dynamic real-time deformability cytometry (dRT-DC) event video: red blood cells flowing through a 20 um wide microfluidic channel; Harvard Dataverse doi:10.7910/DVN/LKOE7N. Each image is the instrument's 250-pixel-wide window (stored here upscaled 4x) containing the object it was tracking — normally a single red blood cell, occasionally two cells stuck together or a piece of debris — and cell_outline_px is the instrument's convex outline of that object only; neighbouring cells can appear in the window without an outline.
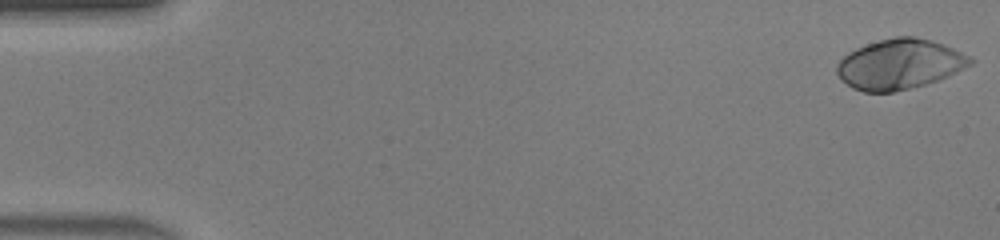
{"species": "human", "species_latin": "Homo sapiens", "temperature_condition": "warm", "stored_images_in_passage": 49, "camera_frame_rate_fps": 3000, "um_per_image_px": 0.085, "donor": {"sex": "male"}, "frame": {"image": 1, "passage_image": 1, "time_ms": 0.0, "image_size_px": [1000, 240], "cell_outline_px": [[976, 60], [972, 64], [948, 76], [924, 84], [892, 92], [864, 92], [852, 88], [840, 80], [836, 72], [836, 64], [848, 52], [856, 48], [880, 40], [896, 36], [916, 36], [932, 40], [944, 44]], "centroid_in_image_um": [76.43, 5.45], "position_along_channel_um": 8.6, "area_um2": 38.84}}
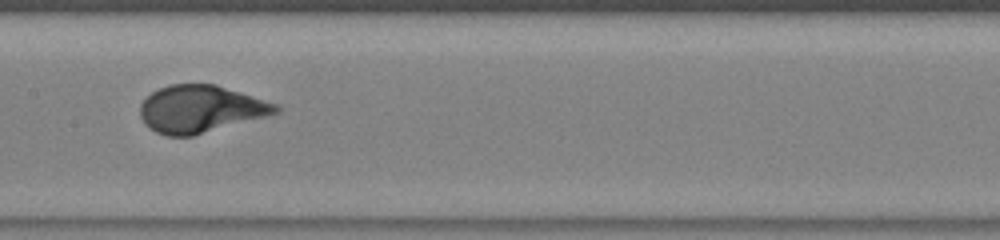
{"frame": {"image": 2, "passage_image": 25, "time_ms": 8.0, "image_size_px": [1000, 240], "cell_outline_px": [[280, 112], [268, 116], [192, 136], [168, 136], [156, 132], [148, 128], [140, 116], [140, 104], [152, 92], [168, 84], [216, 84], [280, 104]], "centroid_in_image_um": [17.08, 9.26], "position_along_channel_um": 190.3, "area_um2": 37.57}}
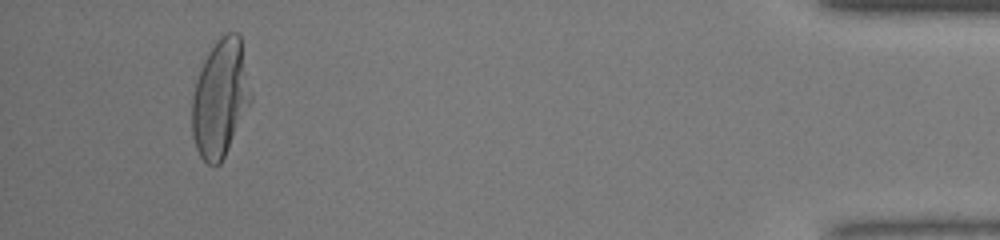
{"frame": {"image": 3, "passage_image": 46, "time_ms": 15.0, "image_size_px": [1000, 240], "cell_outline_px": [[252, 100], [220, 164], [208, 164], [200, 156], [196, 148], [192, 136], [192, 96], [196, 80], [200, 68], [204, 60], [216, 40], [228, 32], [236, 32], [240, 36], [252, 96]], "centroid_in_image_um": [18.71, 8.34], "position_along_channel_um": 416.5, "area_um2": 39.94}}